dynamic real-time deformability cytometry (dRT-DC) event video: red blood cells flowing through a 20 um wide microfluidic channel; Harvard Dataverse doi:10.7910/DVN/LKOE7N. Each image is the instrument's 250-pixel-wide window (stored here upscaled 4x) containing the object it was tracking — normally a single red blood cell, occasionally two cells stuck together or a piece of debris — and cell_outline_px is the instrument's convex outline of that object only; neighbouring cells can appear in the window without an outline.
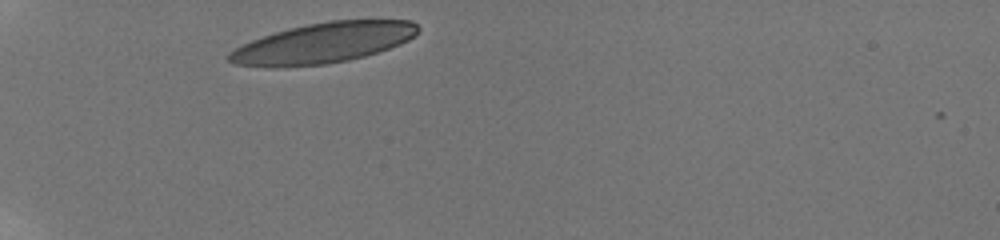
{"species": "human", "species_latin": "Homo sapiens", "temperature_condition": "room temperature", "stored_images_in_passage": 9, "camera_frame_rate_fps": 3000, "um_per_image_px": 0.085, "donor": {"sex": "male"}, "frame": {"image": 1, "passage_image": 1, "time_ms": 0.0, "image_size_px": [1000, 240], "cell_outline_px": [[420, 28], [408, 40], [400, 44], [364, 56], [348, 60], [328, 64], [276, 68], [272, 68], [236, 64], [228, 60], [228, 56], [236, 48], [252, 40], [288, 28], [308, 24], [332, 20], [412, 20]], "centroid_in_image_um": [27.48, 3.66], "position_along_channel_um": 57.5, "area_um2": 44.1}}
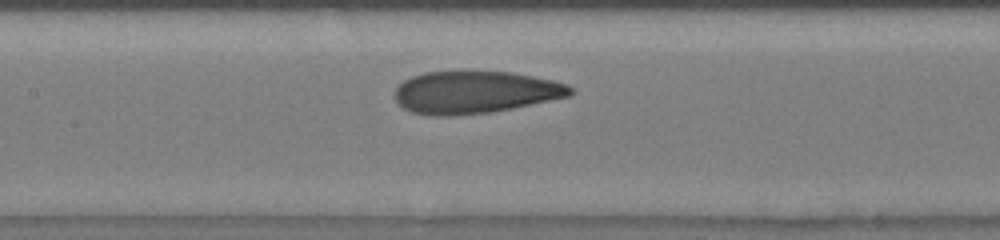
{"frame": {"image": 2, "passage_image": 7, "time_ms": 3.667, "image_size_px": [1000, 240], "cell_outline_px": [[572, 92], [568, 96], [512, 108], [492, 112], [452, 116], [436, 116], [412, 112], [396, 104], [396, 88], [404, 80], [412, 76], [424, 72], [456, 68], [512, 72], [552, 80], [568, 84], [572, 88]], "centroid_in_image_um": [40.32, 7.79], "position_along_channel_um": 167.1, "area_um2": 44.27}}